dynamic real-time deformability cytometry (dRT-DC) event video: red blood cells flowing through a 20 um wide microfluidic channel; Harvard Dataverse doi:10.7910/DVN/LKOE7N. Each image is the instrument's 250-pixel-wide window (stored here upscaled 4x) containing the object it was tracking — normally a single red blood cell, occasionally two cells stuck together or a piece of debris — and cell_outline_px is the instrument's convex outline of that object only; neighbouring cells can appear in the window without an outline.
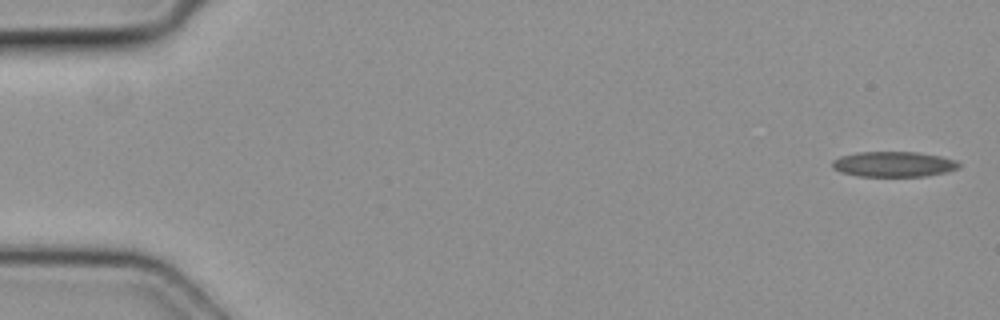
{"species": "common noctule bat (a hibernating species)", "species_latin": "Nyctalus noctula", "temperature_condition": "cold", "stored_images_in_passage": 6, "camera_frame_rate_fps": 3000, "um_per_image_px": 0.085, "animal": {"sex": "female", "body_mass_g": 19.3, "forearm_length_mm": 54.1}, "frame": {"image": 1, "passage_image": 1, "time_ms": 0.0, "image_size_px": [1000, 320], "cell_outline_px": [[960, 168], [944, 172], [924, 176], [856, 176], [840, 172], [832, 168], [832, 160], [840, 156], [856, 152], [916, 152], [940, 156], [956, 160], [960, 164]], "centroid_in_image_um": [75.92, 13.95], "position_along_channel_um": 9.1, "area_um2": 18.73}}